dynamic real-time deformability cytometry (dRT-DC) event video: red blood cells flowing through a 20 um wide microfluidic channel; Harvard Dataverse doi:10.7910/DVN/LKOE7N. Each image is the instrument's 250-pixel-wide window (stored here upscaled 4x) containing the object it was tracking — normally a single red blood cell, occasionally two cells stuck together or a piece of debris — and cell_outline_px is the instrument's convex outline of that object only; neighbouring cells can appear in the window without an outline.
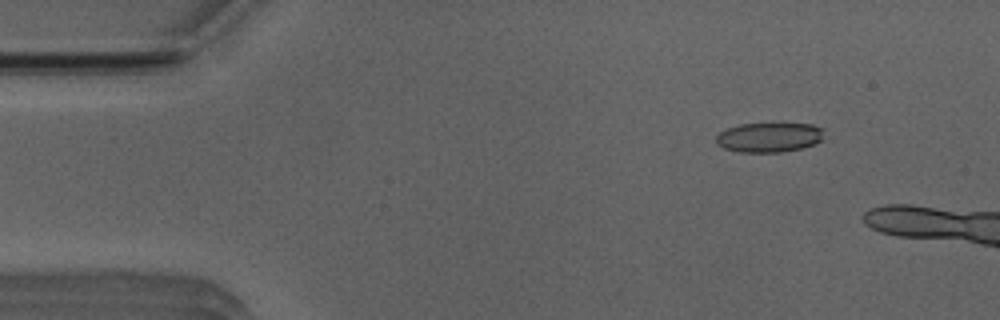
{"species": "Egyptian fruit bat (a non-hibernating species)", "species_latin": "Rousettus aegyptiacus", "temperature_condition": "room temperature", "stored_images_in_passage": 5, "camera_frame_rate_fps": 3000, "um_per_image_px": 0.085, "animal": {"sex": "male"}, "frame": {"image": 1, "passage_image": 1, "time_ms": 0.0, "image_size_px": [1000, 320], "cell_outline_px": [[824, 128], [820, 140], [812, 144], [800, 148], [780, 152], [740, 152], [724, 148], [716, 144], [716, 136], [720, 132], [728, 128], [740, 124], [784, 120], [812, 124]], "centroid_in_image_um": [65.39, 11.6], "position_along_channel_um": 19.6, "area_um2": 19.42}}